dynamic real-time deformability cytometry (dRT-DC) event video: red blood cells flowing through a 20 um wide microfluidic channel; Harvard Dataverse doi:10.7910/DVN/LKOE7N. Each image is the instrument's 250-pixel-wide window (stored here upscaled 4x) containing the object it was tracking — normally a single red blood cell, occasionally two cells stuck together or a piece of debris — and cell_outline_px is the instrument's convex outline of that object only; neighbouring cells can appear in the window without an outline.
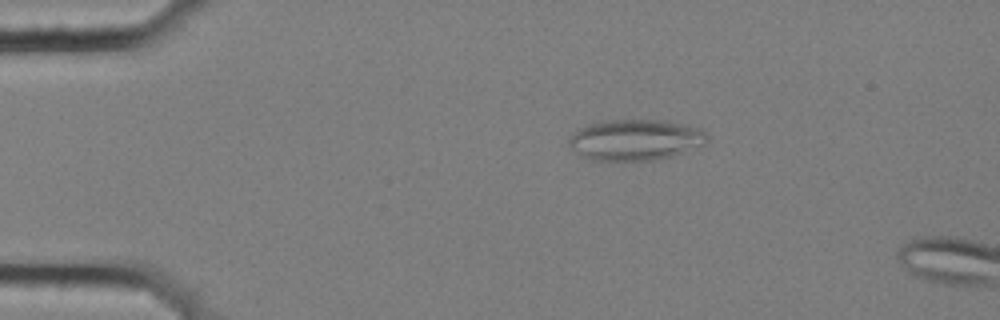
{"species": "common noctule bat (a hibernating species)", "species_latin": "Nyctalus noctula", "temperature_condition": "cold", "stored_images_in_passage": 10, "camera_frame_rate_fps": 3000, "um_per_image_px": 0.085, "animal": {"sex": "female", "body_mass_g": 25.1}, "frame": {"image": 1, "passage_image": 2, "time_ms": 0.333, "image_size_px": [1000, 320], "cell_outline_px": [[708, 140], [704, 144], [672, 156], [652, 160], [592, 160], [580, 156], [568, 144], [568, 136], [580, 128], [588, 124], [600, 120], [660, 120], [700, 128], [708, 136]], "centroid_in_image_um": [53.95, 11.88], "position_along_channel_um": 31.1, "area_um2": 32.89}}
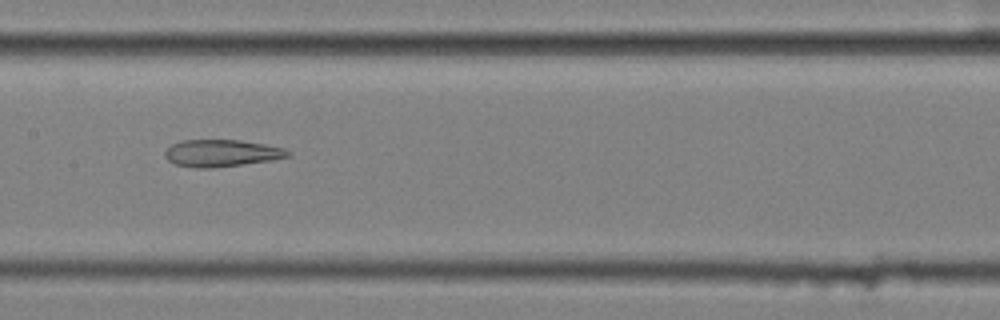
{"frame": {"image": 2, "passage_image": 7, "time_ms": 2.0, "image_size_px": [1000, 320], "cell_outline_px": [[292, 156], [272, 160], [212, 168], [196, 168], [176, 164], [168, 160], [164, 156], [164, 152], [172, 144], [184, 140], [240, 140], [264, 144], [284, 148], [292, 152]], "centroid_in_image_um": [18.86, 13.02], "position_along_channel_um": 188.5, "area_um2": 19.36}}
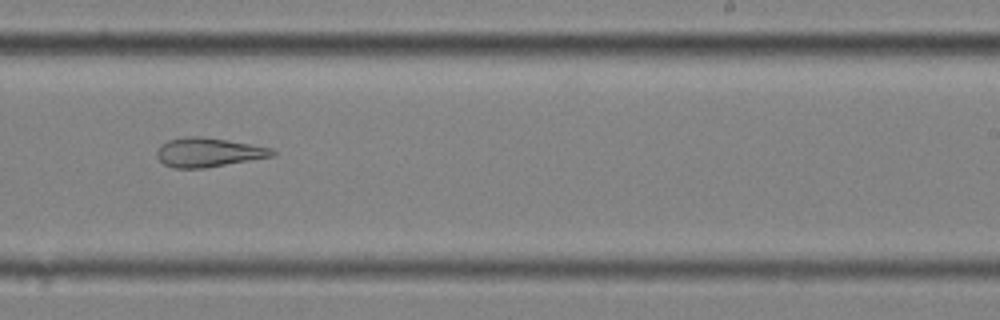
{"frame": {"image": 3, "passage_image": 9, "time_ms": 2.667, "image_size_px": [1000, 320], "cell_outline_px": [[276, 156], [204, 168], [172, 168], [164, 164], [156, 156], [156, 152], [160, 144], [168, 140], [188, 136], [200, 136], [272, 148], [276, 152]], "centroid_in_image_um": [17.69, 12.96], "position_along_channel_um": 271.3, "area_um2": 19.54}}